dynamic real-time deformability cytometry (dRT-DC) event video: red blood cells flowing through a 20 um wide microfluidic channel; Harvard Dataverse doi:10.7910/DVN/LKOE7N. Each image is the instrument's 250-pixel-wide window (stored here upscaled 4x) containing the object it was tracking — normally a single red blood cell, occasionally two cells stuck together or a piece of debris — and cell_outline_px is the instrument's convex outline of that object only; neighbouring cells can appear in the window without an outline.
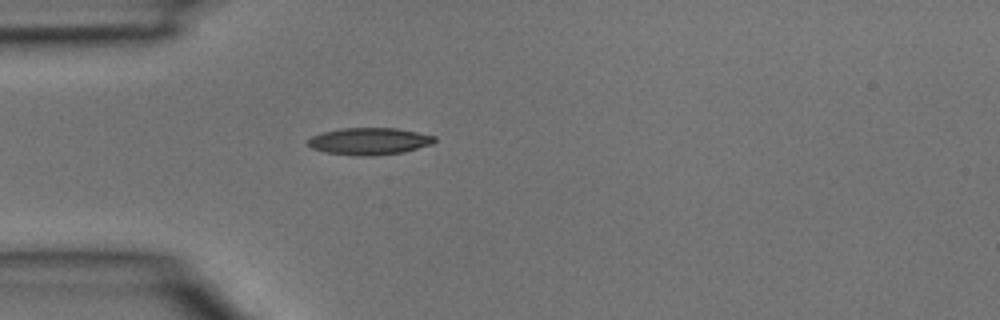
{"species": "common noctule bat (a hibernating species)", "species_latin": "Nyctalus noctula", "temperature_condition": "room temperature", "stored_images_in_passage": 5, "camera_frame_rate_fps": 3000, "um_per_image_px": 0.085, "animal": {"sex": "male", "body_mass_g": 15.6}, "frame": {"image": 1, "passage_image": 5, "time_ms": 1.333, "image_size_px": [1000, 320], "cell_outline_px": [[436, 140], [432, 144], [404, 152], [372, 156], [356, 156], [324, 152], [312, 148], [308, 144], [308, 140], [312, 136], [320, 132], [340, 128], [396, 128], [436, 136]], "centroid_in_image_um": [31.38, 12.01], "position_along_channel_um": 53.6, "area_um2": 20.06}}